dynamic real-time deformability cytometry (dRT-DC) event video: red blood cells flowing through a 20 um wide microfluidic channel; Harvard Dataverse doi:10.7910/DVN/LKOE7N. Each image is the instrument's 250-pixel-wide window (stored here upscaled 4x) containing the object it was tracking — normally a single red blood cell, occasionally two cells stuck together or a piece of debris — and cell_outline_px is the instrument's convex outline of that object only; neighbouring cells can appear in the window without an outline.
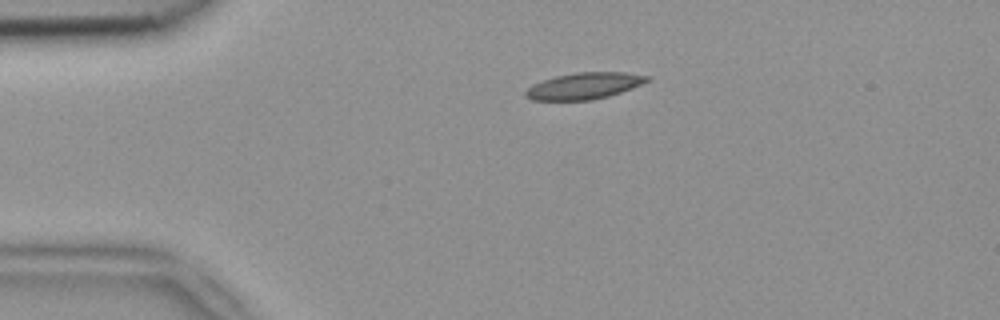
{"species": "common noctule bat (a hibernating species)", "species_latin": "Nyctalus noctula", "temperature_condition": "room temperature", "stored_images_in_passage": 35, "camera_frame_rate_fps": 3000, "um_per_image_px": 0.085, "animal": {"sex": "female", "body_mass_g": 18.4}, "frame": {"image": 1, "passage_image": 1, "time_ms": 0.0, "image_size_px": [1000, 320], "cell_outline_px": [[648, 80], [632, 88], [608, 96], [592, 100], [532, 100], [524, 96], [524, 92], [532, 84], [556, 76], [576, 72], [624, 72], [648, 76]], "centroid_in_image_um": [49.6, 7.3], "position_along_channel_um": 35.4, "area_um2": 18.55}}
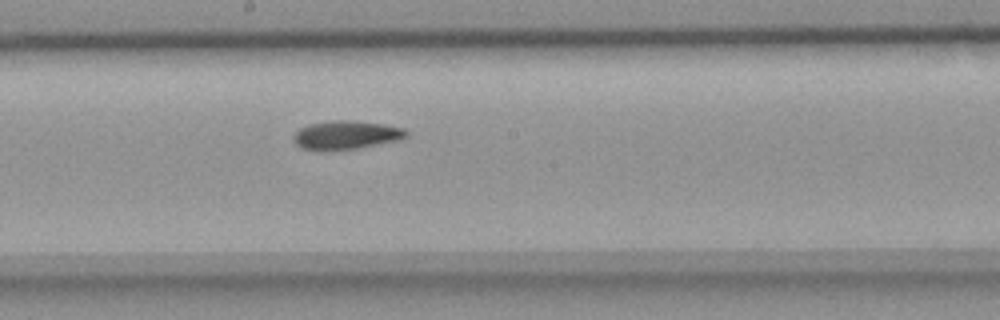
{"frame": {"image": 2, "passage_image": 18, "time_ms": 5.667, "image_size_px": [1000, 320], "cell_outline_px": [[408, 136], [400, 140], [356, 148], [300, 148], [296, 144], [296, 132], [300, 128], [308, 124], [332, 120], [348, 120], [384, 124], [404, 128], [408, 132]], "centroid_in_image_um": [29.51, 11.43], "position_along_channel_um": 218.7, "area_um2": 18.09}}
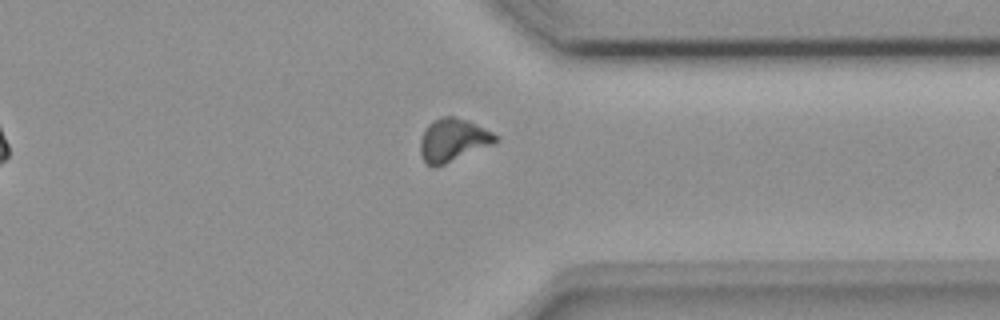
{"frame": {"image": 3, "passage_image": 30, "time_ms": 9.667, "image_size_px": [1000, 320], "cell_outline_px": [[500, 140], [492, 144], [436, 168], [432, 168], [420, 156], [420, 140], [428, 124], [444, 116], [452, 116], [468, 120], [500, 136]], "centroid_in_image_um": [38.51, 11.92], "position_along_channel_um": 372.9, "area_um2": 18.79}, "authors_computed_cell_mechanics": {"area_um2": 18.4382, "velocity_mm_per_s": 3.9091, "shape_relaxation_time_tau1_ms": 10.8201, "shape_relaxation_time_tau2_ms": 7.0478, "deformation_change_tau1": 0.2203, "deformation_change_tau2": 0.1472}}